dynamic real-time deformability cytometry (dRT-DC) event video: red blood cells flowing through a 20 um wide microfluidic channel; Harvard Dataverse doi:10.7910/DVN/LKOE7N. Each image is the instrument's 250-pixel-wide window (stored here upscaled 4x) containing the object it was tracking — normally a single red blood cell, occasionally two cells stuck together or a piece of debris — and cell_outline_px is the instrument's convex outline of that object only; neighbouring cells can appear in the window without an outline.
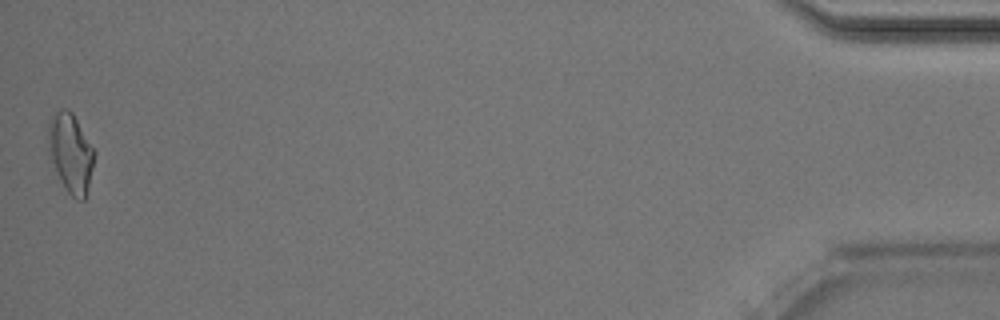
{"species": "Egyptian fruit bat (a non-hibernating species)", "species_latin": "Rousettus aegyptiacus", "temperature_condition": "room temperature", "stored_images_in_passage": 43, "camera_frame_rate_fps": 3000, "um_per_image_px": 0.085, "animal": {"sex": "male"}, "frame": {"image": 1, "passage_image": 43, "time_ms": 14.0, "image_size_px": [1000, 320], "cell_outline_px": [[96, 152], [84, 200], [76, 200], [68, 192], [60, 180], [48, 152], [48, 120], [60, 108], [68, 108], [72, 112]], "centroid_in_image_um": [5.99, 12.96], "position_along_channel_um": 429.2, "area_um2": 21.1}, "authors_computed_cell_mechanics": {"area_um2": 19.8254, "velocity_mm_per_s": 4.0585, "shape_relaxation_time_tau1_ms": 7.0523, "shape_relaxation_time_tau2_ms": 2.1048, "deformation_change_tau1": 0.2137, "deformation_change_tau2": 0.1245}}